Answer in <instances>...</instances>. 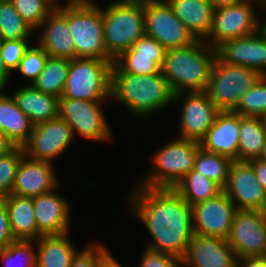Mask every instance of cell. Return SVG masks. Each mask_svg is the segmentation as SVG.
I'll use <instances>...</instances> for the list:
<instances>
[{"mask_svg": "<svg viewBox=\"0 0 266 267\" xmlns=\"http://www.w3.org/2000/svg\"><path fill=\"white\" fill-rule=\"evenodd\" d=\"M237 267H266V256L243 257L237 259Z\"/></svg>", "mask_w": 266, "mask_h": 267, "instance_id": "cell-43", "label": "cell"}, {"mask_svg": "<svg viewBox=\"0 0 266 267\" xmlns=\"http://www.w3.org/2000/svg\"><path fill=\"white\" fill-rule=\"evenodd\" d=\"M48 56L49 54L35 41L25 51L14 73H18V76H22L21 80L24 78L32 85L44 69Z\"/></svg>", "mask_w": 266, "mask_h": 267, "instance_id": "cell-36", "label": "cell"}, {"mask_svg": "<svg viewBox=\"0 0 266 267\" xmlns=\"http://www.w3.org/2000/svg\"><path fill=\"white\" fill-rule=\"evenodd\" d=\"M60 187L33 198L37 229L42 236L71 233L73 206L69 199L58 193Z\"/></svg>", "mask_w": 266, "mask_h": 267, "instance_id": "cell-18", "label": "cell"}, {"mask_svg": "<svg viewBox=\"0 0 266 267\" xmlns=\"http://www.w3.org/2000/svg\"><path fill=\"white\" fill-rule=\"evenodd\" d=\"M225 63L239 65L266 75V38L258 31L249 36L224 41L216 48Z\"/></svg>", "mask_w": 266, "mask_h": 267, "instance_id": "cell-22", "label": "cell"}, {"mask_svg": "<svg viewBox=\"0 0 266 267\" xmlns=\"http://www.w3.org/2000/svg\"><path fill=\"white\" fill-rule=\"evenodd\" d=\"M266 143V119L240 115L238 161L250 162L261 157Z\"/></svg>", "mask_w": 266, "mask_h": 267, "instance_id": "cell-29", "label": "cell"}, {"mask_svg": "<svg viewBox=\"0 0 266 267\" xmlns=\"http://www.w3.org/2000/svg\"><path fill=\"white\" fill-rule=\"evenodd\" d=\"M11 76V77H10ZM13 74L6 67L1 56V41H0V90H7L11 86L10 81ZM8 87V88H7Z\"/></svg>", "mask_w": 266, "mask_h": 267, "instance_id": "cell-45", "label": "cell"}, {"mask_svg": "<svg viewBox=\"0 0 266 267\" xmlns=\"http://www.w3.org/2000/svg\"><path fill=\"white\" fill-rule=\"evenodd\" d=\"M262 212L264 213V216L266 217V203H265V206H264V209L262 210Z\"/></svg>", "mask_w": 266, "mask_h": 267, "instance_id": "cell-53", "label": "cell"}, {"mask_svg": "<svg viewBox=\"0 0 266 267\" xmlns=\"http://www.w3.org/2000/svg\"><path fill=\"white\" fill-rule=\"evenodd\" d=\"M239 129V114L220 111L206 136L200 141L201 147L208 152L238 161Z\"/></svg>", "mask_w": 266, "mask_h": 267, "instance_id": "cell-23", "label": "cell"}, {"mask_svg": "<svg viewBox=\"0 0 266 267\" xmlns=\"http://www.w3.org/2000/svg\"><path fill=\"white\" fill-rule=\"evenodd\" d=\"M233 112L243 117H260L266 119V75H262L242 95Z\"/></svg>", "mask_w": 266, "mask_h": 267, "instance_id": "cell-34", "label": "cell"}, {"mask_svg": "<svg viewBox=\"0 0 266 267\" xmlns=\"http://www.w3.org/2000/svg\"><path fill=\"white\" fill-rule=\"evenodd\" d=\"M111 101L125 106L132 117L145 120L173 106L174 93L162 73L134 75L111 72Z\"/></svg>", "mask_w": 266, "mask_h": 267, "instance_id": "cell-2", "label": "cell"}, {"mask_svg": "<svg viewBox=\"0 0 266 267\" xmlns=\"http://www.w3.org/2000/svg\"><path fill=\"white\" fill-rule=\"evenodd\" d=\"M55 164L33 160L24 155L17 169L11 194L34 198L57 188L61 180L57 176Z\"/></svg>", "mask_w": 266, "mask_h": 267, "instance_id": "cell-21", "label": "cell"}, {"mask_svg": "<svg viewBox=\"0 0 266 267\" xmlns=\"http://www.w3.org/2000/svg\"><path fill=\"white\" fill-rule=\"evenodd\" d=\"M3 267H37L36 240H15L0 252Z\"/></svg>", "mask_w": 266, "mask_h": 267, "instance_id": "cell-35", "label": "cell"}, {"mask_svg": "<svg viewBox=\"0 0 266 267\" xmlns=\"http://www.w3.org/2000/svg\"><path fill=\"white\" fill-rule=\"evenodd\" d=\"M238 1H251V2L257 3L261 6L266 4V0H238Z\"/></svg>", "mask_w": 266, "mask_h": 267, "instance_id": "cell-50", "label": "cell"}, {"mask_svg": "<svg viewBox=\"0 0 266 267\" xmlns=\"http://www.w3.org/2000/svg\"><path fill=\"white\" fill-rule=\"evenodd\" d=\"M31 28L16 11L11 0H0V41L35 39Z\"/></svg>", "mask_w": 266, "mask_h": 267, "instance_id": "cell-32", "label": "cell"}, {"mask_svg": "<svg viewBox=\"0 0 266 267\" xmlns=\"http://www.w3.org/2000/svg\"><path fill=\"white\" fill-rule=\"evenodd\" d=\"M216 56V49L204 40L183 48L167 49L161 73L174 94L204 92Z\"/></svg>", "mask_w": 266, "mask_h": 267, "instance_id": "cell-3", "label": "cell"}, {"mask_svg": "<svg viewBox=\"0 0 266 267\" xmlns=\"http://www.w3.org/2000/svg\"><path fill=\"white\" fill-rule=\"evenodd\" d=\"M33 124L6 90H0V130L15 145L23 147L30 139Z\"/></svg>", "mask_w": 266, "mask_h": 267, "instance_id": "cell-26", "label": "cell"}, {"mask_svg": "<svg viewBox=\"0 0 266 267\" xmlns=\"http://www.w3.org/2000/svg\"><path fill=\"white\" fill-rule=\"evenodd\" d=\"M3 203V199L0 198V205Z\"/></svg>", "mask_w": 266, "mask_h": 267, "instance_id": "cell-54", "label": "cell"}, {"mask_svg": "<svg viewBox=\"0 0 266 267\" xmlns=\"http://www.w3.org/2000/svg\"><path fill=\"white\" fill-rule=\"evenodd\" d=\"M189 206L216 197L223 188L193 169L173 188Z\"/></svg>", "mask_w": 266, "mask_h": 267, "instance_id": "cell-30", "label": "cell"}, {"mask_svg": "<svg viewBox=\"0 0 266 267\" xmlns=\"http://www.w3.org/2000/svg\"><path fill=\"white\" fill-rule=\"evenodd\" d=\"M112 255V252L101 262L99 267H126L118 261V259Z\"/></svg>", "mask_w": 266, "mask_h": 267, "instance_id": "cell-47", "label": "cell"}, {"mask_svg": "<svg viewBox=\"0 0 266 267\" xmlns=\"http://www.w3.org/2000/svg\"><path fill=\"white\" fill-rule=\"evenodd\" d=\"M237 259L227 240L194 233L181 264L182 267H237Z\"/></svg>", "mask_w": 266, "mask_h": 267, "instance_id": "cell-20", "label": "cell"}, {"mask_svg": "<svg viewBox=\"0 0 266 267\" xmlns=\"http://www.w3.org/2000/svg\"><path fill=\"white\" fill-rule=\"evenodd\" d=\"M137 267H182L181 259L178 257L143 248L141 258Z\"/></svg>", "mask_w": 266, "mask_h": 267, "instance_id": "cell-41", "label": "cell"}, {"mask_svg": "<svg viewBox=\"0 0 266 267\" xmlns=\"http://www.w3.org/2000/svg\"><path fill=\"white\" fill-rule=\"evenodd\" d=\"M67 24L74 40L76 57L113 61L103 36V14L95 0H67Z\"/></svg>", "mask_w": 266, "mask_h": 267, "instance_id": "cell-6", "label": "cell"}, {"mask_svg": "<svg viewBox=\"0 0 266 267\" xmlns=\"http://www.w3.org/2000/svg\"><path fill=\"white\" fill-rule=\"evenodd\" d=\"M64 3L56 7L35 31V41L49 56L72 60L76 58V50L67 24V0Z\"/></svg>", "mask_w": 266, "mask_h": 267, "instance_id": "cell-19", "label": "cell"}, {"mask_svg": "<svg viewBox=\"0 0 266 267\" xmlns=\"http://www.w3.org/2000/svg\"><path fill=\"white\" fill-rule=\"evenodd\" d=\"M69 67L70 59L48 56L44 69L32 85L43 93L61 98Z\"/></svg>", "mask_w": 266, "mask_h": 267, "instance_id": "cell-31", "label": "cell"}, {"mask_svg": "<svg viewBox=\"0 0 266 267\" xmlns=\"http://www.w3.org/2000/svg\"><path fill=\"white\" fill-rule=\"evenodd\" d=\"M113 61L76 57L70 60L61 98L111 102Z\"/></svg>", "mask_w": 266, "mask_h": 267, "instance_id": "cell-7", "label": "cell"}, {"mask_svg": "<svg viewBox=\"0 0 266 267\" xmlns=\"http://www.w3.org/2000/svg\"><path fill=\"white\" fill-rule=\"evenodd\" d=\"M178 103L180 109L178 112L179 134L176 137L200 142L215 122L220 110L205 91L176 93L174 94L173 107Z\"/></svg>", "mask_w": 266, "mask_h": 267, "instance_id": "cell-12", "label": "cell"}, {"mask_svg": "<svg viewBox=\"0 0 266 267\" xmlns=\"http://www.w3.org/2000/svg\"><path fill=\"white\" fill-rule=\"evenodd\" d=\"M15 241L9 226V215L4 203L0 205V252Z\"/></svg>", "mask_w": 266, "mask_h": 267, "instance_id": "cell-42", "label": "cell"}, {"mask_svg": "<svg viewBox=\"0 0 266 267\" xmlns=\"http://www.w3.org/2000/svg\"><path fill=\"white\" fill-rule=\"evenodd\" d=\"M106 103L108 105L109 102L59 98L58 116L71 127L75 140L79 136L85 140L111 144L115 139L105 115Z\"/></svg>", "mask_w": 266, "mask_h": 267, "instance_id": "cell-8", "label": "cell"}, {"mask_svg": "<svg viewBox=\"0 0 266 267\" xmlns=\"http://www.w3.org/2000/svg\"><path fill=\"white\" fill-rule=\"evenodd\" d=\"M18 87L10 95L33 125L58 117L59 98L43 93L30 84Z\"/></svg>", "mask_w": 266, "mask_h": 267, "instance_id": "cell-24", "label": "cell"}, {"mask_svg": "<svg viewBox=\"0 0 266 267\" xmlns=\"http://www.w3.org/2000/svg\"><path fill=\"white\" fill-rule=\"evenodd\" d=\"M265 14H266V4L261 7L260 14H259V18H261L259 19V32L266 38V15Z\"/></svg>", "mask_w": 266, "mask_h": 267, "instance_id": "cell-48", "label": "cell"}, {"mask_svg": "<svg viewBox=\"0 0 266 267\" xmlns=\"http://www.w3.org/2000/svg\"><path fill=\"white\" fill-rule=\"evenodd\" d=\"M249 163L253 166L257 179L266 192V162L260 159H255L250 161Z\"/></svg>", "mask_w": 266, "mask_h": 267, "instance_id": "cell-44", "label": "cell"}, {"mask_svg": "<svg viewBox=\"0 0 266 267\" xmlns=\"http://www.w3.org/2000/svg\"><path fill=\"white\" fill-rule=\"evenodd\" d=\"M132 187L126 210L152 238L144 248L182 259L194 235L191 206L173 188Z\"/></svg>", "mask_w": 266, "mask_h": 267, "instance_id": "cell-1", "label": "cell"}, {"mask_svg": "<svg viewBox=\"0 0 266 267\" xmlns=\"http://www.w3.org/2000/svg\"><path fill=\"white\" fill-rule=\"evenodd\" d=\"M9 215V226L15 240H37L38 232L33 198L10 194L3 199Z\"/></svg>", "mask_w": 266, "mask_h": 267, "instance_id": "cell-27", "label": "cell"}, {"mask_svg": "<svg viewBox=\"0 0 266 267\" xmlns=\"http://www.w3.org/2000/svg\"><path fill=\"white\" fill-rule=\"evenodd\" d=\"M25 155L23 147L15 146L7 154L0 156V198L5 199L11 192L15 182L17 169Z\"/></svg>", "mask_w": 266, "mask_h": 267, "instance_id": "cell-37", "label": "cell"}, {"mask_svg": "<svg viewBox=\"0 0 266 267\" xmlns=\"http://www.w3.org/2000/svg\"><path fill=\"white\" fill-rule=\"evenodd\" d=\"M261 76L254 69L225 63L216 56L205 92L220 111H233Z\"/></svg>", "mask_w": 266, "mask_h": 267, "instance_id": "cell-9", "label": "cell"}, {"mask_svg": "<svg viewBox=\"0 0 266 267\" xmlns=\"http://www.w3.org/2000/svg\"><path fill=\"white\" fill-rule=\"evenodd\" d=\"M33 42H35V39L1 41V56L6 67L12 74L17 69L25 51Z\"/></svg>", "mask_w": 266, "mask_h": 267, "instance_id": "cell-40", "label": "cell"}, {"mask_svg": "<svg viewBox=\"0 0 266 267\" xmlns=\"http://www.w3.org/2000/svg\"><path fill=\"white\" fill-rule=\"evenodd\" d=\"M22 19L35 31L55 9L48 0H11Z\"/></svg>", "mask_w": 266, "mask_h": 267, "instance_id": "cell-38", "label": "cell"}, {"mask_svg": "<svg viewBox=\"0 0 266 267\" xmlns=\"http://www.w3.org/2000/svg\"><path fill=\"white\" fill-rule=\"evenodd\" d=\"M74 140L71 127L58 116L34 125L30 139L23 148L30 159L55 163Z\"/></svg>", "mask_w": 266, "mask_h": 267, "instance_id": "cell-13", "label": "cell"}, {"mask_svg": "<svg viewBox=\"0 0 266 267\" xmlns=\"http://www.w3.org/2000/svg\"><path fill=\"white\" fill-rule=\"evenodd\" d=\"M166 1L197 40H205L208 37L215 10L208 0Z\"/></svg>", "mask_w": 266, "mask_h": 267, "instance_id": "cell-25", "label": "cell"}, {"mask_svg": "<svg viewBox=\"0 0 266 267\" xmlns=\"http://www.w3.org/2000/svg\"><path fill=\"white\" fill-rule=\"evenodd\" d=\"M166 50L156 39L144 35L114 59L111 72L134 75L161 73Z\"/></svg>", "mask_w": 266, "mask_h": 267, "instance_id": "cell-17", "label": "cell"}, {"mask_svg": "<svg viewBox=\"0 0 266 267\" xmlns=\"http://www.w3.org/2000/svg\"><path fill=\"white\" fill-rule=\"evenodd\" d=\"M174 139L164 142L155 153L150 155V170L133 182L135 185L152 188H174L194 167L199 141Z\"/></svg>", "mask_w": 266, "mask_h": 267, "instance_id": "cell-4", "label": "cell"}, {"mask_svg": "<svg viewBox=\"0 0 266 267\" xmlns=\"http://www.w3.org/2000/svg\"><path fill=\"white\" fill-rule=\"evenodd\" d=\"M261 7L251 1H238L233 5L215 9L211 31L204 41L216 49L226 40L257 33Z\"/></svg>", "mask_w": 266, "mask_h": 267, "instance_id": "cell-10", "label": "cell"}, {"mask_svg": "<svg viewBox=\"0 0 266 267\" xmlns=\"http://www.w3.org/2000/svg\"><path fill=\"white\" fill-rule=\"evenodd\" d=\"M214 9L227 7L238 2V0H208Z\"/></svg>", "mask_w": 266, "mask_h": 267, "instance_id": "cell-49", "label": "cell"}, {"mask_svg": "<svg viewBox=\"0 0 266 267\" xmlns=\"http://www.w3.org/2000/svg\"><path fill=\"white\" fill-rule=\"evenodd\" d=\"M144 15L145 35L166 49L187 47L197 41L166 0H144Z\"/></svg>", "mask_w": 266, "mask_h": 267, "instance_id": "cell-11", "label": "cell"}, {"mask_svg": "<svg viewBox=\"0 0 266 267\" xmlns=\"http://www.w3.org/2000/svg\"><path fill=\"white\" fill-rule=\"evenodd\" d=\"M69 234L41 236L36 240L37 267H70L79 247Z\"/></svg>", "mask_w": 266, "mask_h": 267, "instance_id": "cell-28", "label": "cell"}, {"mask_svg": "<svg viewBox=\"0 0 266 267\" xmlns=\"http://www.w3.org/2000/svg\"><path fill=\"white\" fill-rule=\"evenodd\" d=\"M191 208L195 234L228 239L237 208L224 191Z\"/></svg>", "mask_w": 266, "mask_h": 267, "instance_id": "cell-15", "label": "cell"}, {"mask_svg": "<svg viewBox=\"0 0 266 267\" xmlns=\"http://www.w3.org/2000/svg\"><path fill=\"white\" fill-rule=\"evenodd\" d=\"M237 258L266 256V217L262 211L237 210L227 239Z\"/></svg>", "mask_w": 266, "mask_h": 267, "instance_id": "cell-14", "label": "cell"}, {"mask_svg": "<svg viewBox=\"0 0 266 267\" xmlns=\"http://www.w3.org/2000/svg\"><path fill=\"white\" fill-rule=\"evenodd\" d=\"M232 162L228 157L208 152L200 147L197 151L193 170L212 179L223 188L227 183Z\"/></svg>", "mask_w": 266, "mask_h": 267, "instance_id": "cell-33", "label": "cell"}, {"mask_svg": "<svg viewBox=\"0 0 266 267\" xmlns=\"http://www.w3.org/2000/svg\"><path fill=\"white\" fill-rule=\"evenodd\" d=\"M111 252L102 242L86 243L85 247L75 254L70 267H99Z\"/></svg>", "mask_w": 266, "mask_h": 267, "instance_id": "cell-39", "label": "cell"}, {"mask_svg": "<svg viewBox=\"0 0 266 267\" xmlns=\"http://www.w3.org/2000/svg\"><path fill=\"white\" fill-rule=\"evenodd\" d=\"M223 191L237 210L262 211L266 192L249 162L233 161Z\"/></svg>", "mask_w": 266, "mask_h": 267, "instance_id": "cell-16", "label": "cell"}, {"mask_svg": "<svg viewBox=\"0 0 266 267\" xmlns=\"http://www.w3.org/2000/svg\"><path fill=\"white\" fill-rule=\"evenodd\" d=\"M101 10L104 44L114 61L145 35L144 0H111Z\"/></svg>", "mask_w": 266, "mask_h": 267, "instance_id": "cell-5", "label": "cell"}, {"mask_svg": "<svg viewBox=\"0 0 266 267\" xmlns=\"http://www.w3.org/2000/svg\"><path fill=\"white\" fill-rule=\"evenodd\" d=\"M259 159L266 162V143L264 144L263 151Z\"/></svg>", "mask_w": 266, "mask_h": 267, "instance_id": "cell-51", "label": "cell"}, {"mask_svg": "<svg viewBox=\"0 0 266 267\" xmlns=\"http://www.w3.org/2000/svg\"><path fill=\"white\" fill-rule=\"evenodd\" d=\"M15 145L7 138L6 134L0 130V156L10 152Z\"/></svg>", "mask_w": 266, "mask_h": 267, "instance_id": "cell-46", "label": "cell"}, {"mask_svg": "<svg viewBox=\"0 0 266 267\" xmlns=\"http://www.w3.org/2000/svg\"><path fill=\"white\" fill-rule=\"evenodd\" d=\"M55 8L58 7L61 3V0H48ZM60 2V3H59Z\"/></svg>", "mask_w": 266, "mask_h": 267, "instance_id": "cell-52", "label": "cell"}]
</instances>
